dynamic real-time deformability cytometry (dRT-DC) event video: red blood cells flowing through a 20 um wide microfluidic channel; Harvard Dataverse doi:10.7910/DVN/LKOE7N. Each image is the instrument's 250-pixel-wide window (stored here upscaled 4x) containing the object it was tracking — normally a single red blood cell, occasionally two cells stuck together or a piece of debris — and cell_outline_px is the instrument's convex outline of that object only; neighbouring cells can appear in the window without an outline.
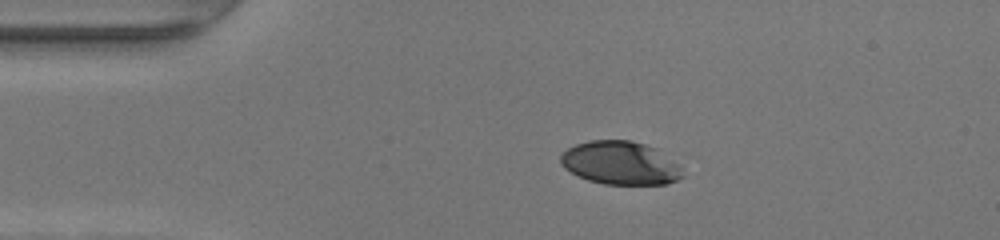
{"species": "human", "species_latin": "Homo sapiens", "temperature_condition": "warm", "stored_images_in_passage": 39, "camera_frame_rate_fps": 3000, "um_per_image_px": 0.085, "donor": {"sex": "female"}, "frame": {"image": 1, "passage_image": 1, "time_ms": 0.0, "image_size_px": [1000, 240], "cell_outline_px": [[684, 176], [668, 184], [604, 184], [588, 180], [564, 168], [560, 164], [560, 156], [568, 148], [576, 144], [588, 140], [632, 140], [660, 148], [680, 164]], "centroid_in_image_um": [52.79, 13.84], "position_along_channel_um": 32.2, "area_um2": 31.27}}
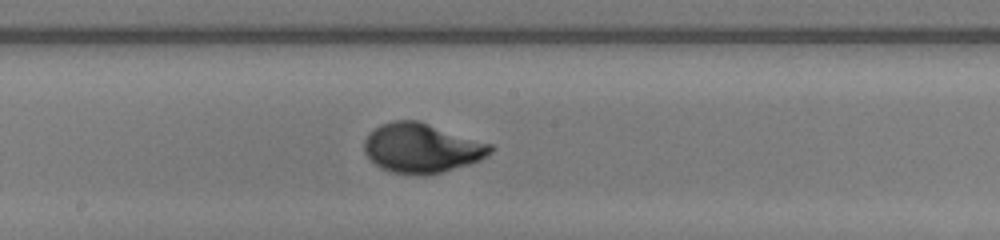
{"frame": {"image": 2, "passage_image": 17, "time_ms": 5.333, "image_size_px": [1000, 240], "cell_outline_px": [[496, 148], [492, 152], [480, 160], [444, 172], [424, 176], [416, 176], [392, 172], [380, 168], [364, 152], [364, 140], [368, 132], [380, 124], [392, 120], [420, 120], [492, 144]], "centroid_in_image_um": [35.85, 12.58], "position_along_channel_um": 212.4, "area_um2": 36.99}}
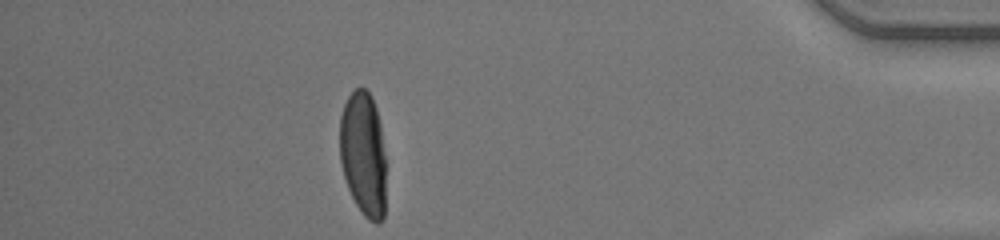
{"frame": {"image": 3, "passage_image": 34, "time_ms": 11.0, "image_size_px": [1000, 240], "cell_outline_px": [[384, 216], [376, 224], [368, 220], [364, 216], [356, 204], [348, 188], [344, 176], [340, 160], [340, 116], [344, 104], [348, 96], [356, 88], [364, 88], [372, 96], [376, 108], [380, 124], [384, 152]], "centroid_in_image_um": [30.86, 13.07], "position_along_channel_um": 404.3, "area_um2": 33.35}, "authors_computed_cell_mechanics": {"area_um2": 34.6222, "velocity_mm_per_s": 4.2872, "shape_relaxation_time_tau1_ms": 3.2846, "shape_relaxation_time_tau2_ms": null, "deformation_change_tau1": 0.1907, "deformation_change_tau2": null}}